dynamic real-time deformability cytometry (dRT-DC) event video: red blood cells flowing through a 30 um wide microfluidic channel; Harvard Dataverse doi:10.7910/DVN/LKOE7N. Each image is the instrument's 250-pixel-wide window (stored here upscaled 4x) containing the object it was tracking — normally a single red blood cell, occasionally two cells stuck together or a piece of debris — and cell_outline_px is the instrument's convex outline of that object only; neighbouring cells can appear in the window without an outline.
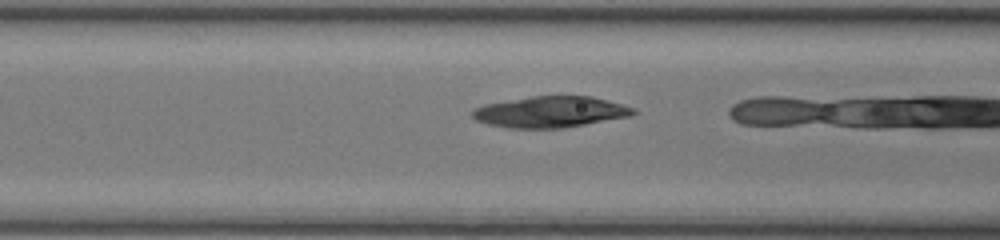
{"species": "common noctule bat (a hibernating species)", "species_latin": "Nyctalus noctula", "temperature_condition": "room temperature", "stored_images_in_passage": 14, "camera_frame_rate_fps": 3000, "um_per_image_px": 0.085, "animal": {"sex": "female", "body_mass_g": 17.0, "forearm_length_mm": 48.0}, "frame": {"image": 1, "passage_image": 10, "time_ms": 3.0, "image_size_px": [1000, 240], "cell_outline_px": [[640, 112], [632, 116], [564, 128], [508, 128], [488, 124], [476, 120], [472, 116], [472, 112], [476, 108], [484, 104], [532, 96], [592, 96], [608, 100], [632, 108]], "centroid_in_image_um": [46.81, 9.52], "position_along_channel_um": 119.8, "area_um2": 29.19}}
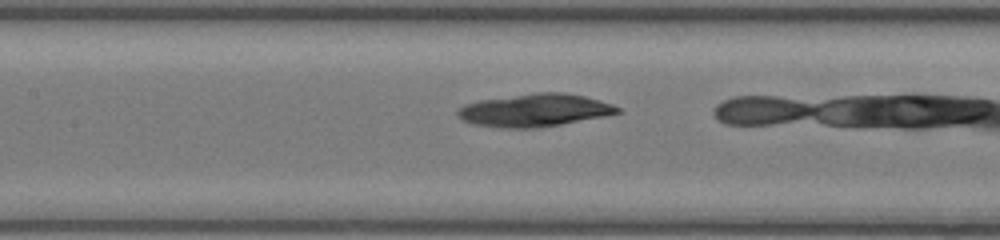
{"frame": {"image": 2, "passage_image": 13, "time_ms": 4.0, "image_size_px": [1000, 240], "cell_outline_px": [[620, 112], [604, 116], [560, 124], [532, 128], [500, 128], [472, 124], [460, 120], [456, 112], [464, 104], [480, 100], [536, 92], [564, 92], [584, 96], [600, 100], [612, 104], [620, 108]], "centroid_in_image_um": [45.4, 9.37], "position_along_channel_um": 162.0, "area_um2": 30.46}}